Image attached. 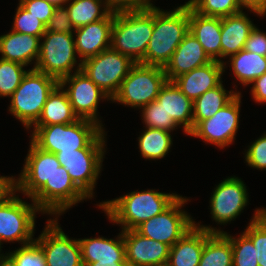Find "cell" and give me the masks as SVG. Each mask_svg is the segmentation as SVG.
Returning a JSON list of instances; mask_svg holds the SVG:
<instances>
[{
  "instance_id": "1",
  "label": "cell",
  "mask_w": 266,
  "mask_h": 266,
  "mask_svg": "<svg viewBox=\"0 0 266 266\" xmlns=\"http://www.w3.org/2000/svg\"><path fill=\"white\" fill-rule=\"evenodd\" d=\"M180 195L162 193L155 189L133 191L119 198L101 202L97 205L108 219L119 224L122 230H134L144 221L162 213Z\"/></svg>"
},
{
  "instance_id": "2",
  "label": "cell",
  "mask_w": 266,
  "mask_h": 266,
  "mask_svg": "<svg viewBox=\"0 0 266 266\" xmlns=\"http://www.w3.org/2000/svg\"><path fill=\"white\" fill-rule=\"evenodd\" d=\"M189 32V4L171 11L154 8V28L145 57L140 62L146 65L165 67L176 48Z\"/></svg>"
},
{
  "instance_id": "3",
  "label": "cell",
  "mask_w": 266,
  "mask_h": 266,
  "mask_svg": "<svg viewBox=\"0 0 266 266\" xmlns=\"http://www.w3.org/2000/svg\"><path fill=\"white\" fill-rule=\"evenodd\" d=\"M154 28V8L114 10L111 29V48L140 63Z\"/></svg>"
},
{
  "instance_id": "4",
  "label": "cell",
  "mask_w": 266,
  "mask_h": 266,
  "mask_svg": "<svg viewBox=\"0 0 266 266\" xmlns=\"http://www.w3.org/2000/svg\"><path fill=\"white\" fill-rule=\"evenodd\" d=\"M58 84L56 78L35 68L27 70L10 98V113L29 130L38 121L49 94Z\"/></svg>"
},
{
  "instance_id": "5",
  "label": "cell",
  "mask_w": 266,
  "mask_h": 266,
  "mask_svg": "<svg viewBox=\"0 0 266 266\" xmlns=\"http://www.w3.org/2000/svg\"><path fill=\"white\" fill-rule=\"evenodd\" d=\"M32 128L31 141L41 150L54 154L84 149L104 130L97 123L81 118L70 124Z\"/></svg>"
},
{
  "instance_id": "6",
  "label": "cell",
  "mask_w": 266,
  "mask_h": 266,
  "mask_svg": "<svg viewBox=\"0 0 266 266\" xmlns=\"http://www.w3.org/2000/svg\"><path fill=\"white\" fill-rule=\"evenodd\" d=\"M103 130L86 148L56 153L61 166L67 169L75 185L90 199L102 169L105 151Z\"/></svg>"
},
{
  "instance_id": "7",
  "label": "cell",
  "mask_w": 266,
  "mask_h": 266,
  "mask_svg": "<svg viewBox=\"0 0 266 266\" xmlns=\"http://www.w3.org/2000/svg\"><path fill=\"white\" fill-rule=\"evenodd\" d=\"M166 82L164 67L135 63L111 101L139 109L156 100Z\"/></svg>"
},
{
  "instance_id": "8",
  "label": "cell",
  "mask_w": 266,
  "mask_h": 266,
  "mask_svg": "<svg viewBox=\"0 0 266 266\" xmlns=\"http://www.w3.org/2000/svg\"><path fill=\"white\" fill-rule=\"evenodd\" d=\"M43 40V42H42ZM40 53L33 69L52 76L60 81L72 74V69L81 70L82 62L77 63L74 35L45 31L40 38Z\"/></svg>"
},
{
  "instance_id": "9",
  "label": "cell",
  "mask_w": 266,
  "mask_h": 266,
  "mask_svg": "<svg viewBox=\"0 0 266 266\" xmlns=\"http://www.w3.org/2000/svg\"><path fill=\"white\" fill-rule=\"evenodd\" d=\"M37 205L22 201L16 191L0 203V249L1 243L17 241L23 245L33 242Z\"/></svg>"
},
{
  "instance_id": "10",
  "label": "cell",
  "mask_w": 266,
  "mask_h": 266,
  "mask_svg": "<svg viewBox=\"0 0 266 266\" xmlns=\"http://www.w3.org/2000/svg\"><path fill=\"white\" fill-rule=\"evenodd\" d=\"M135 62L111 47L82 62L81 70L112 100Z\"/></svg>"
},
{
  "instance_id": "11",
  "label": "cell",
  "mask_w": 266,
  "mask_h": 266,
  "mask_svg": "<svg viewBox=\"0 0 266 266\" xmlns=\"http://www.w3.org/2000/svg\"><path fill=\"white\" fill-rule=\"evenodd\" d=\"M188 200L179 196L166 210L144 221L135 230L149 239L173 246L196 223L181 209Z\"/></svg>"
},
{
  "instance_id": "12",
  "label": "cell",
  "mask_w": 266,
  "mask_h": 266,
  "mask_svg": "<svg viewBox=\"0 0 266 266\" xmlns=\"http://www.w3.org/2000/svg\"><path fill=\"white\" fill-rule=\"evenodd\" d=\"M89 199L72 181L67 169L57 168L46 184L30 200L43 214L55 215L58 218L73 205Z\"/></svg>"
},
{
  "instance_id": "13",
  "label": "cell",
  "mask_w": 266,
  "mask_h": 266,
  "mask_svg": "<svg viewBox=\"0 0 266 266\" xmlns=\"http://www.w3.org/2000/svg\"><path fill=\"white\" fill-rule=\"evenodd\" d=\"M241 93L217 111L211 118L200 121L187 135L197 137L219 148L228 147L239 127Z\"/></svg>"
},
{
  "instance_id": "14",
  "label": "cell",
  "mask_w": 266,
  "mask_h": 266,
  "mask_svg": "<svg viewBox=\"0 0 266 266\" xmlns=\"http://www.w3.org/2000/svg\"><path fill=\"white\" fill-rule=\"evenodd\" d=\"M59 84L65 88L74 113L81 119H87L103 126L98 118L97 108L101 99L111 98L103 92L82 70L62 78ZM69 85V86H66ZM67 88H66V87Z\"/></svg>"
},
{
  "instance_id": "15",
  "label": "cell",
  "mask_w": 266,
  "mask_h": 266,
  "mask_svg": "<svg viewBox=\"0 0 266 266\" xmlns=\"http://www.w3.org/2000/svg\"><path fill=\"white\" fill-rule=\"evenodd\" d=\"M57 221V218L48 219L35 239L43 250L47 266H84L78 239L69 238Z\"/></svg>"
},
{
  "instance_id": "16",
  "label": "cell",
  "mask_w": 266,
  "mask_h": 266,
  "mask_svg": "<svg viewBox=\"0 0 266 266\" xmlns=\"http://www.w3.org/2000/svg\"><path fill=\"white\" fill-rule=\"evenodd\" d=\"M57 156L38 148L30 141V148L25 159L23 170L16 180V192L32 198L60 167Z\"/></svg>"
},
{
  "instance_id": "17",
  "label": "cell",
  "mask_w": 266,
  "mask_h": 266,
  "mask_svg": "<svg viewBox=\"0 0 266 266\" xmlns=\"http://www.w3.org/2000/svg\"><path fill=\"white\" fill-rule=\"evenodd\" d=\"M246 185L238 177H228L219 183L211 194L210 209L218 224L234 221L248 203Z\"/></svg>"
},
{
  "instance_id": "18",
  "label": "cell",
  "mask_w": 266,
  "mask_h": 266,
  "mask_svg": "<svg viewBox=\"0 0 266 266\" xmlns=\"http://www.w3.org/2000/svg\"><path fill=\"white\" fill-rule=\"evenodd\" d=\"M128 266H162L168 262L170 246L134 230H123Z\"/></svg>"
},
{
  "instance_id": "19",
  "label": "cell",
  "mask_w": 266,
  "mask_h": 266,
  "mask_svg": "<svg viewBox=\"0 0 266 266\" xmlns=\"http://www.w3.org/2000/svg\"><path fill=\"white\" fill-rule=\"evenodd\" d=\"M114 21V9L104 18L75 29L76 52L80 62L94 57L111 47V29Z\"/></svg>"
},
{
  "instance_id": "20",
  "label": "cell",
  "mask_w": 266,
  "mask_h": 266,
  "mask_svg": "<svg viewBox=\"0 0 266 266\" xmlns=\"http://www.w3.org/2000/svg\"><path fill=\"white\" fill-rule=\"evenodd\" d=\"M212 62L196 37L189 31L164 67L167 81Z\"/></svg>"
},
{
  "instance_id": "21",
  "label": "cell",
  "mask_w": 266,
  "mask_h": 266,
  "mask_svg": "<svg viewBox=\"0 0 266 266\" xmlns=\"http://www.w3.org/2000/svg\"><path fill=\"white\" fill-rule=\"evenodd\" d=\"M206 230L212 233L224 231L211 226L195 224L173 246L170 247V266H198L206 242Z\"/></svg>"
},
{
  "instance_id": "22",
  "label": "cell",
  "mask_w": 266,
  "mask_h": 266,
  "mask_svg": "<svg viewBox=\"0 0 266 266\" xmlns=\"http://www.w3.org/2000/svg\"><path fill=\"white\" fill-rule=\"evenodd\" d=\"M226 63L212 61L205 66L195 68L173 80L180 91L194 101L209 89L217 87L222 81L221 76Z\"/></svg>"
},
{
  "instance_id": "23",
  "label": "cell",
  "mask_w": 266,
  "mask_h": 266,
  "mask_svg": "<svg viewBox=\"0 0 266 266\" xmlns=\"http://www.w3.org/2000/svg\"><path fill=\"white\" fill-rule=\"evenodd\" d=\"M189 31L196 37L212 61L221 60V18L203 16L189 5Z\"/></svg>"
},
{
  "instance_id": "24",
  "label": "cell",
  "mask_w": 266,
  "mask_h": 266,
  "mask_svg": "<svg viewBox=\"0 0 266 266\" xmlns=\"http://www.w3.org/2000/svg\"><path fill=\"white\" fill-rule=\"evenodd\" d=\"M0 53L2 59L25 66L35 60L36 65L40 53V37L11 30L0 36Z\"/></svg>"
},
{
  "instance_id": "25",
  "label": "cell",
  "mask_w": 266,
  "mask_h": 266,
  "mask_svg": "<svg viewBox=\"0 0 266 266\" xmlns=\"http://www.w3.org/2000/svg\"><path fill=\"white\" fill-rule=\"evenodd\" d=\"M168 116L188 134L193 129V101L184 95L173 81H167L156 99Z\"/></svg>"
},
{
  "instance_id": "26",
  "label": "cell",
  "mask_w": 266,
  "mask_h": 266,
  "mask_svg": "<svg viewBox=\"0 0 266 266\" xmlns=\"http://www.w3.org/2000/svg\"><path fill=\"white\" fill-rule=\"evenodd\" d=\"M254 27L253 22L243 11L221 18V59L244 49L245 42Z\"/></svg>"
},
{
  "instance_id": "27",
  "label": "cell",
  "mask_w": 266,
  "mask_h": 266,
  "mask_svg": "<svg viewBox=\"0 0 266 266\" xmlns=\"http://www.w3.org/2000/svg\"><path fill=\"white\" fill-rule=\"evenodd\" d=\"M120 233L116 239L104 237L78 239L81 247L82 262L126 261L123 230Z\"/></svg>"
},
{
  "instance_id": "28",
  "label": "cell",
  "mask_w": 266,
  "mask_h": 266,
  "mask_svg": "<svg viewBox=\"0 0 266 266\" xmlns=\"http://www.w3.org/2000/svg\"><path fill=\"white\" fill-rule=\"evenodd\" d=\"M78 119V116L73 111L66 91L58 84L49 94L41 116L33 127L70 124Z\"/></svg>"
},
{
  "instance_id": "29",
  "label": "cell",
  "mask_w": 266,
  "mask_h": 266,
  "mask_svg": "<svg viewBox=\"0 0 266 266\" xmlns=\"http://www.w3.org/2000/svg\"><path fill=\"white\" fill-rule=\"evenodd\" d=\"M66 4L75 29L104 19L113 10L111 0H69Z\"/></svg>"
},
{
  "instance_id": "30",
  "label": "cell",
  "mask_w": 266,
  "mask_h": 266,
  "mask_svg": "<svg viewBox=\"0 0 266 266\" xmlns=\"http://www.w3.org/2000/svg\"><path fill=\"white\" fill-rule=\"evenodd\" d=\"M239 92L226 91L222 82L193 101V128L202 120L211 118Z\"/></svg>"
},
{
  "instance_id": "31",
  "label": "cell",
  "mask_w": 266,
  "mask_h": 266,
  "mask_svg": "<svg viewBox=\"0 0 266 266\" xmlns=\"http://www.w3.org/2000/svg\"><path fill=\"white\" fill-rule=\"evenodd\" d=\"M230 239L224 233L206 230V242L198 266H233Z\"/></svg>"
},
{
  "instance_id": "32",
  "label": "cell",
  "mask_w": 266,
  "mask_h": 266,
  "mask_svg": "<svg viewBox=\"0 0 266 266\" xmlns=\"http://www.w3.org/2000/svg\"><path fill=\"white\" fill-rule=\"evenodd\" d=\"M233 75L242 84L247 86L256 78L266 73V57L242 49L229 57Z\"/></svg>"
},
{
  "instance_id": "33",
  "label": "cell",
  "mask_w": 266,
  "mask_h": 266,
  "mask_svg": "<svg viewBox=\"0 0 266 266\" xmlns=\"http://www.w3.org/2000/svg\"><path fill=\"white\" fill-rule=\"evenodd\" d=\"M171 132L163 129L146 127L138 137V145L141 156L145 159L157 160L166 156L173 144Z\"/></svg>"
},
{
  "instance_id": "34",
  "label": "cell",
  "mask_w": 266,
  "mask_h": 266,
  "mask_svg": "<svg viewBox=\"0 0 266 266\" xmlns=\"http://www.w3.org/2000/svg\"><path fill=\"white\" fill-rule=\"evenodd\" d=\"M243 233L256 248V259L259 266H266V208L255 210V214Z\"/></svg>"
},
{
  "instance_id": "35",
  "label": "cell",
  "mask_w": 266,
  "mask_h": 266,
  "mask_svg": "<svg viewBox=\"0 0 266 266\" xmlns=\"http://www.w3.org/2000/svg\"><path fill=\"white\" fill-rule=\"evenodd\" d=\"M190 7L200 15L227 17L243 11L237 0H189Z\"/></svg>"
},
{
  "instance_id": "36",
  "label": "cell",
  "mask_w": 266,
  "mask_h": 266,
  "mask_svg": "<svg viewBox=\"0 0 266 266\" xmlns=\"http://www.w3.org/2000/svg\"><path fill=\"white\" fill-rule=\"evenodd\" d=\"M25 65L0 58V97H11L21 81L26 70Z\"/></svg>"
},
{
  "instance_id": "37",
  "label": "cell",
  "mask_w": 266,
  "mask_h": 266,
  "mask_svg": "<svg viewBox=\"0 0 266 266\" xmlns=\"http://www.w3.org/2000/svg\"><path fill=\"white\" fill-rule=\"evenodd\" d=\"M142 120L145 127L153 129H163L166 131H173L178 128V124L171 116H168L161 103L157 100L152 101L146 106H142Z\"/></svg>"
},
{
  "instance_id": "38",
  "label": "cell",
  "mask_w": 266,
  "mask_h": 266,
  "mask_svg": "<svg viewBox=\"0 0 266 266\" xmlns=\"http://www.w3.org/2000/svg\"><path fill=\"white\" fill-rule=\"evenodd\" d=\"M231 241L233 250V266H259L256 259V248L253 242L244 234L234 238L227 232H223Z\"/></svg>"
},
{
  "instance_id": "39",
  "label": "cell",
  "mask_w": 266,
  "mask_h": 266,
  "mask_svg": "<svg viewBox=\"0 0 266 266\" xmlns=\"http://www.w3.org/2000/svg\"><path fill=\"white\" fill-rule=\"evenodd\" d=\"M18 4L11 30L41 38L46 31V25L28 12L20 3Z\"/></svg>"
},
{
  "instance_id": "40",
  "label": "cell",
  "mask_w": 266,
  "mask_h": 266,
  "mask_svg": "<svg viewBox=\"0 0 266 266\" xmlns=\"http://www.w3.org/2000/svg\"><path fill=\"white\" fill-rule=\"evenodd\" d=\"M8 254L14 259L16 266H47L43 250L35 240Z\"/></svg>"
},
{
  "instance_id": "41",
  "label": "cell",
  "mask_w": 266,
  "mask_h": 266,
  "mask_svg": "<svg viewBox=\"0 0 266 266\" xmlns=\"http://www.w3.org/2000/svg\"><path fill=\"white\" fill-rule=\"evenodd\" d=\"M246 163L259 170L266 169V134L253 142L245 152Z\"/></svg>"
},
{
  "instance_id": "42",
  "label": "cell",
  "mask_w": 266,
  "mask_h": 266,
  "mask_svg": "<svg viewBox=\"0 0 266 266\" xmlns=\"http://www.w3.org/2000/svg\"><path fill=\"white\" fill-rule=\"evenodd\" d=\"M46 31L68 34L74 33L73 31H75V28L72 25L66 6L55 7L53 15L46 25Z\"/></svg>"
},
{
  "instance_id": "43",
  "label": "cell",
  "mask_w": 266,
  "mask_h": 266,
  "mask_svg": "<svg viewBox=\"0 0 266 266\" xmlns=\"http://www.w3.org/2000/svg\"><path fill=\"white\" fill-rule=\"evenodd\" d=\"M19 3L45 25L48 24L56 7L53 3L48 2L47 0H19Z\"/></svg>"
},
{
  "instance_id": "44",
  "label": "cell",
  "mask_w": 266,
  "mask_h": 266,
  "mask_svg": "<svg viewBox=\"0 0 266 266\" xmlns=\"http://www.w3.org/2000/svg\"><path fill=\"white\" fill-rule=\"evenodd\" d=\"M244 49L266 57V32H261L256 26L250 32Z\"/></svg>"
},
{
  "instance_id": "45",
  "label": "cell",
  "mask_w": 266,
  "mask_h": 266,
  "mask_svg": "<svg viewBox=\"0 0 266 266\" xmlns=\"http://www.w3.org/2000/svg\"><path fill=\"white\" fill-rule=\"evenodd\" d=\"M151 0H111L114 10H138L158 8L153 6Z\"/></svg>"
},
{
  "instance_id": "46",
  "label": "cell",
  "mask_w": 266,
  "mask_h": 266,
  "mask_svg": "<svg viewBox=\"0 0 266 266\" xmlns=\"http://www.w3.org/2000/svg\"><path fill=\"white\" fill-rule=\"evenodd\" d=\"M251 95L255 102L266 103V73L256 78L252 83Z\"/></svg>"
},
{
  "instance_id": "47",
  "label": "cell",
  "mask_w": 266,
  "mask_h": 266,
  "mask_svg": "<svg viewBox=\"0 0 266 266\" xmlns=\"http://www.w3.org/2000/svg\"><path fill=\"white\" fill-rule=\"evenodd\" d=\"M16 191V180L12 177L0 176V203L4 202Z\"/></svg>"
},
{
  "instance_id": "48",
  "label": "cell",
  "mask_w": 266,
  "mask_h": 266,
  "mask_svg": "<svg viewBox=\"0 0 266 266\" xmlns=\"http://www.w3.org/2000/svg\"><path fill=\"white\" fill-rule=\"evenodd\" d=\"M242 8L249 9L258 16L266 15V0H237Z\"/></svg>"
},
{
  "instance_id": "49",
  "label": "cell",
  "mask_w": 266,
  "mask_h": 266,
  "mask_svg": "<svg viewBox=\"0 0 266 266\" xmlns=\"http://www.w3.org/2000/svg\"><path fill=\"white\" fill-rule=\"evenodd\" d=\"M84 266H128L127 261H97L94 263H83Z\"/></svg>"
},
{
  "instance_id": "50",
  "label": "cell",
  "mask_w": 266,
  "mask_h": 266,
  "mask_svg": "<svg viewBox=\"0 0 266 266\" xmlns=\"http://www.w3.org/2000/svg\"><path fill=\"white\" fill-rule=\"evenodd\" d=\"M0 266H16L14 259L8 254L0 252Z\"/></svg>"
},
{
  "instance_id": "51",
  "label": "cell",
  "mask_w": 266,
  "mask_h": 266,
  "mask_svg": "<svg viewBox=\"0 0 266 266\" xmlns=\"http://www.w3.org/2000/svg\"><path fill=\"white\" fill-rule=\"evenodd\" d=\"M48 2L53 3L55 6H65L69 0H47Z\"/></svg>"
},
{
  "instance_id": "52",
  "label": "cell",
  "mask_w": 266,
  "mask_h": 266,
  "mask_svg": "<svg viewBox=\"0 0 266 266\" xmlns=\"http://www.w3.org/2000/svg\"><path fill=\"white\" fill-rule=\"evenodd\" d=\"M162 266H170L169 264H167V263H165V264H163Z\"/></svg>"
}]
</instances>
